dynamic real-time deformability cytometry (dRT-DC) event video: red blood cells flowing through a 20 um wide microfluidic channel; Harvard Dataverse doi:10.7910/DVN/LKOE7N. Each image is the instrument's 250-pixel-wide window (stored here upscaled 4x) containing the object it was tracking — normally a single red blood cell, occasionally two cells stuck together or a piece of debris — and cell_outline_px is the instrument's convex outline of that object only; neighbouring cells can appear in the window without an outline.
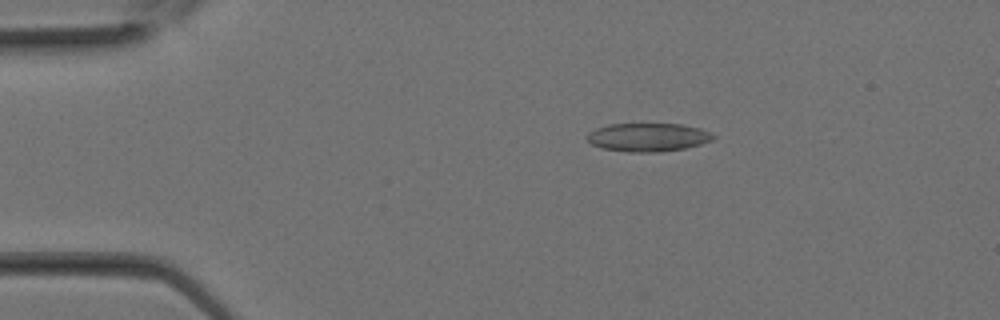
{"species": "Egyptian fruit bat (a non-hibernating species)", "species_latin": "Rousettus aegyptiacus", "temperature_condition": "room temperature", "stored_images_in_passage": 11, "camera_frame_rate_fps": 3000, "um_per_image_px": 0.085, "animal": {"sex": "female"}, "frame": {"image": 1, "passage_image": 5, "time_ms": 1.333, "image_size_px": [1000, 320], "cell_outline_px": [[716, 136], [712, 140], [700, 144], [684, 148], [660, 152], [628, 152], [604, 148], [592, 144], [584, 136], [588, 132], [596, 128], [608, 124], [680, 124], [700, 128]], "centroid_in_image_um": [55.05, 11.66], "position_along_channel_um": 30.0, "area_um2": 20.81}}